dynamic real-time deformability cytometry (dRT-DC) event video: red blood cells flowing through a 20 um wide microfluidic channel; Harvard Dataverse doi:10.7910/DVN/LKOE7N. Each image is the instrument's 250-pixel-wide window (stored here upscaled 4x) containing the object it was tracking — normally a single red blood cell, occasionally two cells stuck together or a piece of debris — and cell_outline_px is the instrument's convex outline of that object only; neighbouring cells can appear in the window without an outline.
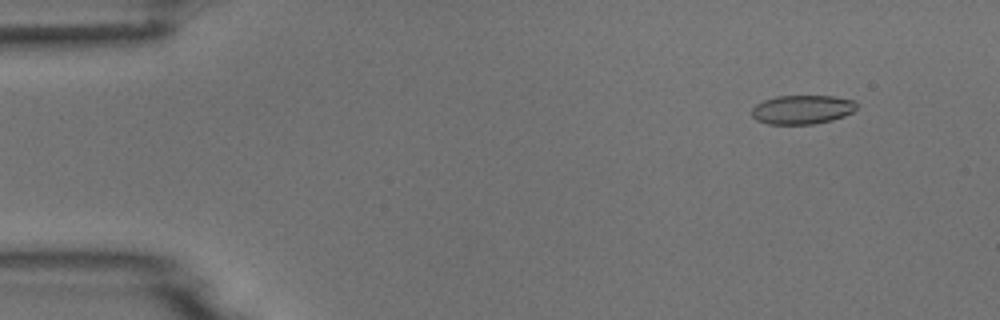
{"species": "common noctule bat (a hibernating species)", "species_latin": "Nyctalus noctula", "temperature_condition": "room temperature", "stored_images_in_passage": 5, "camera_frame_rate_fps": 3000, "um_per_image_px": 0.085, "animal": {"sex": "male", "body_mass_g": 18.8}, "frame": {"image": 1, "passage_image": 2, "time_ms": 1.667, "image_size_px": [1000, 320], "cell_outline_px": [[856, 108], [852, 112], [844, 116], [832, 120], [812, 124], [768, 124], [756, 120], [752, 116], [752, 108], [756, 104], [764, 100], [776, 96], [832, 96], [852, 100], [856, 104]], "centroid_in_image_um": [68.16, 9.31], "position_along_channel_um": 16.8, "area_um2": 17.63}}